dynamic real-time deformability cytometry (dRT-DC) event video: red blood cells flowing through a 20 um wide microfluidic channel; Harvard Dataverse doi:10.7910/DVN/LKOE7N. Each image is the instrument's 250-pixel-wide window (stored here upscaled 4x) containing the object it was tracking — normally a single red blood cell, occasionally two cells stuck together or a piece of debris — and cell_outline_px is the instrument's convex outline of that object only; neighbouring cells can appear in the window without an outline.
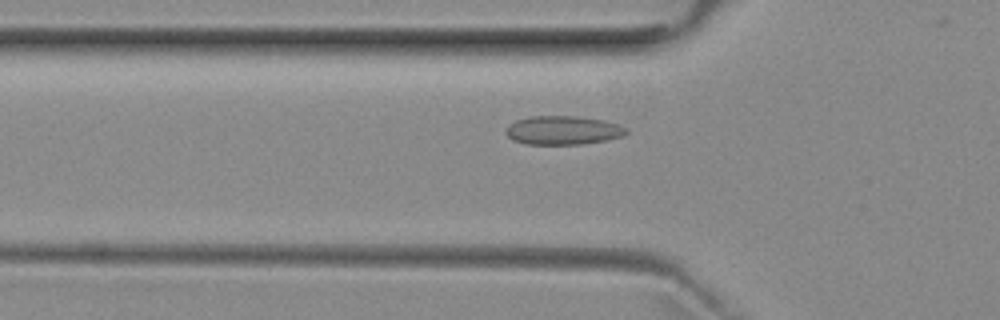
{"species": "common noctule bat (a hibernating species)", "species_latin": "Nyctalus noctula", "temperature_condition": "room temperature", "stored_images_in_passage": 49, "camera_frame_rate_fps": 3000, "um_per_image_px": 0.085, "animal": {"sex": "female", "body_mass_g": 29.2, "forearm_length_mm": 56.3}, "frame": {"image": 1, "passage_image": 17, "time_ms": 5.333, "image_size_px": [1000, 320], "cell_outline_px": [[628, 132], [624, 136], [604, 140], [580, 144], [524, 144], [512, 140], [504, 132], [504, 128], [508, 124], [516, 120], [528, 116], [580, 116], [604, 120], [628, 128]], "centroid_in_image_um": [47.81, 11.06], "position_along_channel_um": 78.0, "area_um2": 20.4}}
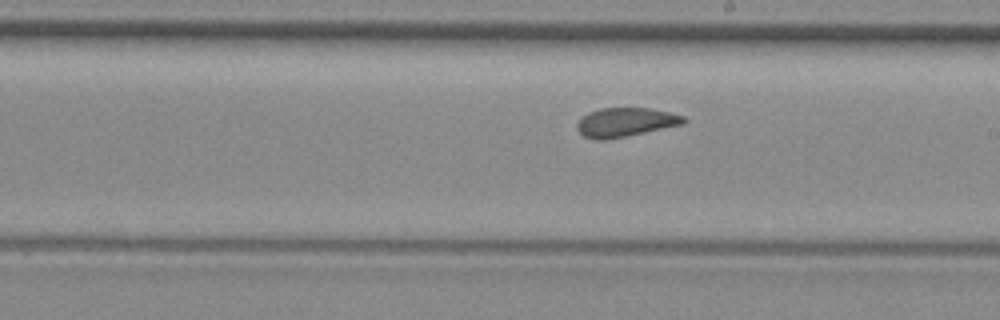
{"frame": {"image": 2, "passage_image": 29, "time_ms": 9.333, "image_size_px": [1000, 320], "cell_outline_px": [[688, 120], [684, 124], [608, 140], [596, 140], [584, 136], [576, 128], [576, 124], [588, 112], [600, 108], [652, 108], [684, 116]], "centroid_in_image_um": [53.18, 10.39], "position_along_channel_um": 235.8, "area_um2": 18.09}}
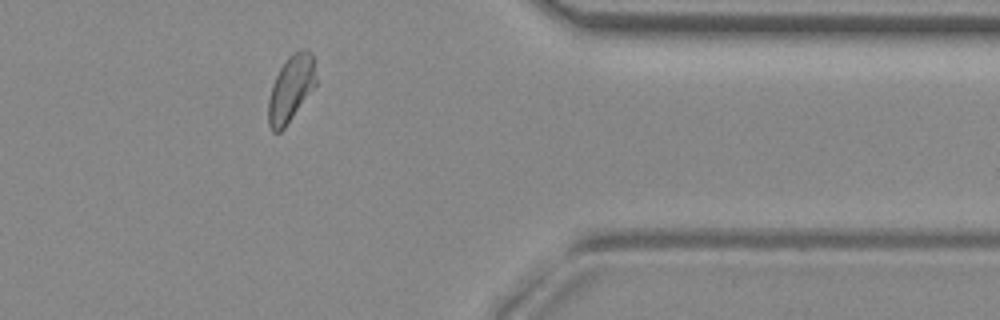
{"frame": {"image": 3, "passage_image": 42, "time_ms": 13.667, "image_size_px": [1000, 320], "cell_outline_px": [[316, 84], [284, 128], [280, 132], [272, 132], [268, 124], [268, 100], [272, 84], [284, 60], [292, 52], [300, 48], [308, 48], [312, 56], [316, 80]], "centroid_in_image_um": [24.7, 7.5], "position_along_channel_um": 386.7, "area_um2": 18.32}, "authors_computed_cell_mechanics": {"area_um2": 18.496, "velocity_mm_per_s": 3.9398, "shape_relaxation_time_tau1_ms": null, "shape_relaxation_time_tau2_ms": 1.43, "deformation_change_tau1": null, "deformation_change_tau2": 0.0472}}